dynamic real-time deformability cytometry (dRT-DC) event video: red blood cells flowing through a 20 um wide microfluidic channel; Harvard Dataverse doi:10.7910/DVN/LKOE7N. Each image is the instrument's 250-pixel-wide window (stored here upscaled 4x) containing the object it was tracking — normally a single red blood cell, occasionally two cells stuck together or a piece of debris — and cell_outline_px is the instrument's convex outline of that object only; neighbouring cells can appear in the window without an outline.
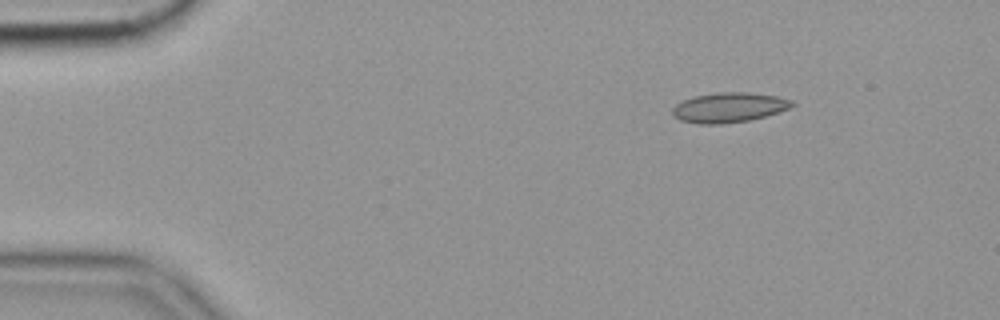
{"species": "common noctule bat (a hibernating species)", "species_latin": "Nyctalus noctula", "temperature_condition": "cold", "stored_images_in_passage": 56, "camera_frame_rate_fps": 3000, "um_per_image_px": 0.085, "animal": {"sex": "female", "body_mass_g": 19.9}, "frame": {"image": 1, "passage_image": 8, "time_ms": 2.333, "image_size_px": [1000, 320], "cell_outline_px": [[796, 104], [788, 108], [764, 116], [748, 120], [720, 124], [696, 124], [680, 120], [672, 116], [672, 108], [676, 104], [692, 96], [716, 92], [748, 92], [776, 96], [792, 100]], "centroid_in_image_um": [61.9, 9.13], "position_along_channel_um": 23.1, "area_um2": 20.81}}
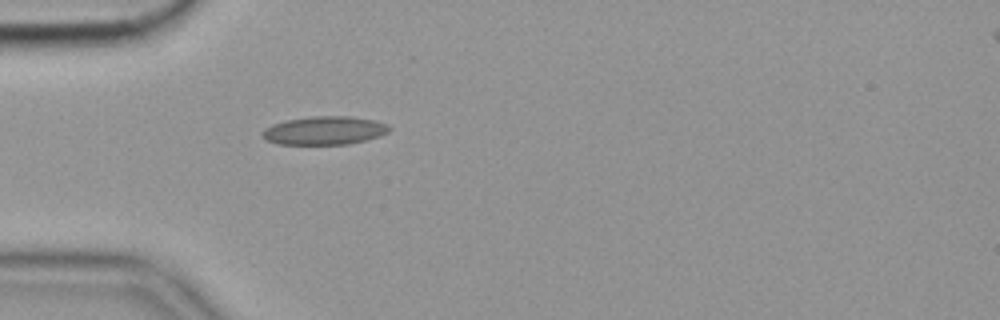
{"frame": {"image": 2, "passage_image": 17, "time_ms": 5.333, "image_size_px": [1000, 320], "cell_outline_px": [[392, 128], [388, 132], [380, 136], [348, 144], [276, 144], [260, 136], [260, 132], [264, 128], [272, 124], [284, 120], [312, 116], [352, 116], [372, 120], [388, 124]], "centroid_in_image_um": [27.54, 11.09], "position_along_channel_um": 57.5, "area_um2": 21.15}}
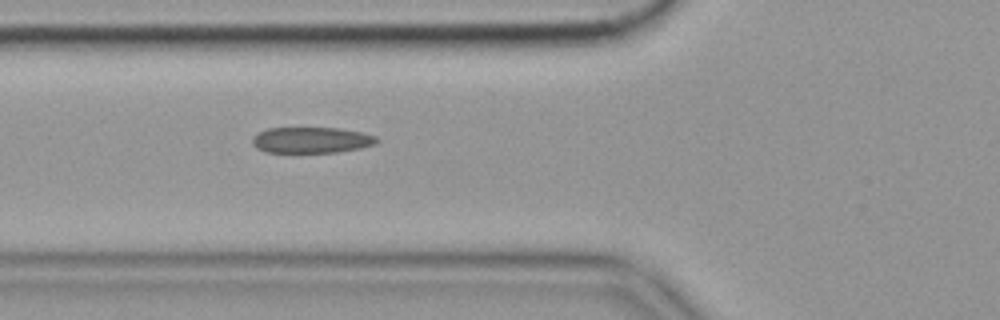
{"frame": {"image": 3, "passage_image": 21, "time_ms": 6.667, "image_size_px": [1000, 320], "cell_outline_px": [[380, 140], [376, 144], [360, 148], [336, 152], [264, 152], [256, 148], [252, 144], [252, 136], [268, 128], [340, 128], [360, 132], [376, 136]], "centroid_in_image_um": [26.46, 11.9], "position_along_channel_um": 99.3, "area_um2": 18.84}, "authors_computed_cell_mechanics": {"area_um2": 19.5942, "velocity_mm_per_s": 3.5622, "shape_relaxation_time_tau1_ms": null, "shape_relaxation_time_tau2_ms": 2.2284, "deformation_change_tau1": null, "deformation_change_tau2": 0.1052}}